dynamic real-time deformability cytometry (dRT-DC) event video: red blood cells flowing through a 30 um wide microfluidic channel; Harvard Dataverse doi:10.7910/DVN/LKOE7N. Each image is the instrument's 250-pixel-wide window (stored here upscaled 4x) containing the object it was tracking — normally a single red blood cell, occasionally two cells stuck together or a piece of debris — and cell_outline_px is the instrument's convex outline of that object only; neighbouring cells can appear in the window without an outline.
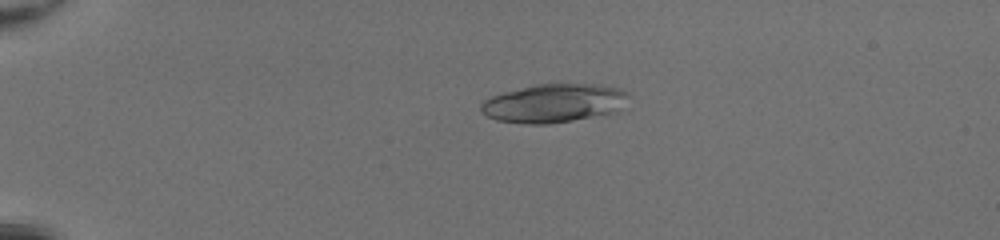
{"species": "common noctule bat (a hibernating species)", "species_latin": "Nyctalus noctula", "temperature_condition": "room temperature", "stored_images_in_passage": 50, "camera_frame_rate_fps": 3000, "um_per_image_px": 0.085, "animal": {"sex": "female", "body_mass_g": 20.0, "forearm_length_mm": 54.0}, "frame": {"image": 1, "passage_image": 13, "time_ms": 4.0, "image_size_px": [1000, 240], "cell_outline_px": [[632, 96], [616, 112], [572, 120], [548, 124], [528, 124], [496, 120], [488, 116], [480, 108], [480, 104], [484, 100], [492, 96], [504, 92], [536, 84], [600, 84], [624, 88]], "centroid_in_image_um": [47.15, 8.75], "position_along_channel_um": 37.9, "area_um2": 33.29}}